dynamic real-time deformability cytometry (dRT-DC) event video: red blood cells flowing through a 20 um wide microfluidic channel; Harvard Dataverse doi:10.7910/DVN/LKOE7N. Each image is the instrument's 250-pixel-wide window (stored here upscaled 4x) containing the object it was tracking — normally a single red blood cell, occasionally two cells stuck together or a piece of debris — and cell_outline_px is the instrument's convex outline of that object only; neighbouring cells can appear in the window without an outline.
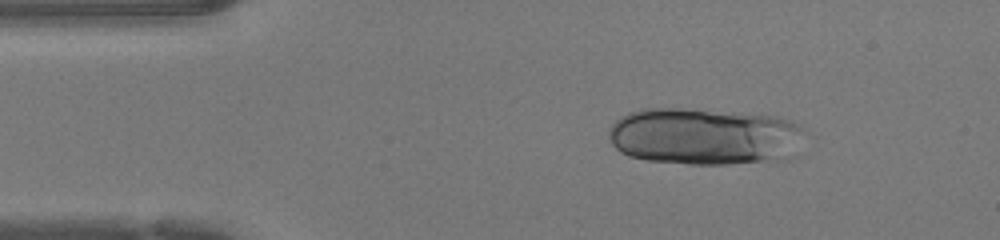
{"species": "human", "species_latin": "Homo sapiens", "temperature_condition": "warm", "stored_images_in_passage": 45, "camera_frame_rate_fps": 3000, "um_per_image_px": 0.085, "donor": {"sex": "female"}, "frame": {"image": 1, "passage_image": 6, "time_ms": 1.667, "image_size_px": [1000, 240], "cell_outline_px": [[808, 132], [788, 160], [728, 164], [688, 164], [648, 160], [628, 156], [620, 152], [612, 144], [608, 136], [608, 128], [620, 116], [628, 112], [640, 108], [684, 108], [772, 116], [788, 120], [800, 124]], "centroid_in_image_um": [59.88, 11.6], "position_along_channel_um": 25.1, "area_um2": 66.01}}